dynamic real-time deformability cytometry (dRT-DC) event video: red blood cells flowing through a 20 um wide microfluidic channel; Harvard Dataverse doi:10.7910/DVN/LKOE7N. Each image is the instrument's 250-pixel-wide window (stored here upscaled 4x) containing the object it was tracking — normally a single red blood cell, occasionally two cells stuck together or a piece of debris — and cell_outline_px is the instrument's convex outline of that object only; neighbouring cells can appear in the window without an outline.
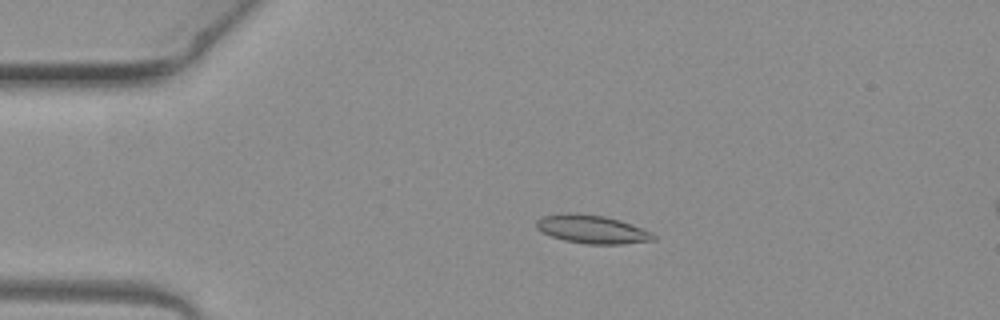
{"species": "common noctule bat (a hibernating species)", "species_latin": "Nyctalus noctula", "temperature_condition": "warm", "stored_images_in_passage": 4, "camera_frame_rate_fps": 3000, "um_per_image_px": 0.085, "animal": {"sex": "female", "body_mass_g": 19.3, "forearm_length_mm": 54.1}, "frame": {"image": 1, "passage_image": 2, "time_ms": 0.333, "image_size_px": [1000, 320], "cell_outline_px": [[656, 240], [624, 244], [584, 244], [564, 240], [552, 236], [536, 228], [536, 220], [544, 216], [568, 212], [604, 216], [620, 220], [632, 224], [652, 232], [656, 236]], "centroid_in_image_um": [50.36, 19.49], "position_along_channel_um": 34.6, "area_um2": 19.36}}